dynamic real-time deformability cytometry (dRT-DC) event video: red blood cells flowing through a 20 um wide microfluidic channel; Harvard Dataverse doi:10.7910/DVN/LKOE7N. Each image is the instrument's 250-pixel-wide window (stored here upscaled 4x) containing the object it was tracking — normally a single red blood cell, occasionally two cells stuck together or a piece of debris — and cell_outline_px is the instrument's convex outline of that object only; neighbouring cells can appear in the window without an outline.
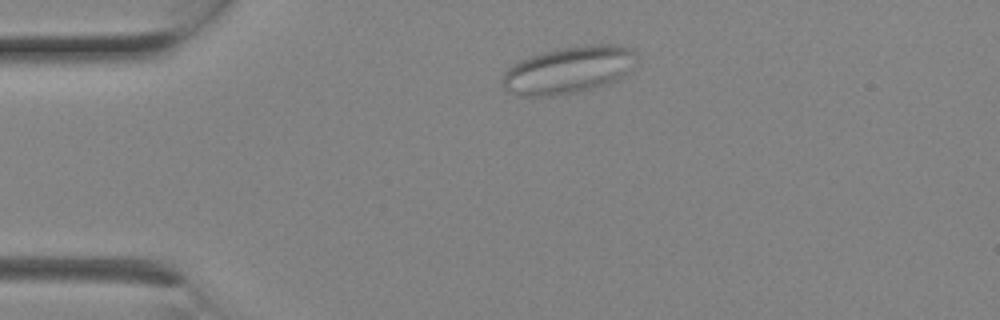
{"species": "Egyptian fruit bat (a non-hibernating species)", "species_latin": "Rousettus aegyptiacus", "temperature_condition": "room temperature", "stored_images_in_passage": 1, "camera_frame_rate_fps": 3000, "um_per_image_px": 0.085, "animal": {"sex": "female"}, "frame": {"image": 1, "passage_image": 1, "time_ms": 0.0, "image_size_px": [1000, 320], "cell_outline_px": [[636, 64], [624, 76], [608, 84], [576, 92], [552, 96], [516, 96], [508, 92], [504, 88], [500, 80], [504, 72], [512, 64], [520, 60], [544, 52], [560, 48], [588, 44], [620, 44], [636, 52]], "centroid_in_image_um": [48.32, 5.95], "position_along_channel_um": 36.7, "area_um2": 37.17}}